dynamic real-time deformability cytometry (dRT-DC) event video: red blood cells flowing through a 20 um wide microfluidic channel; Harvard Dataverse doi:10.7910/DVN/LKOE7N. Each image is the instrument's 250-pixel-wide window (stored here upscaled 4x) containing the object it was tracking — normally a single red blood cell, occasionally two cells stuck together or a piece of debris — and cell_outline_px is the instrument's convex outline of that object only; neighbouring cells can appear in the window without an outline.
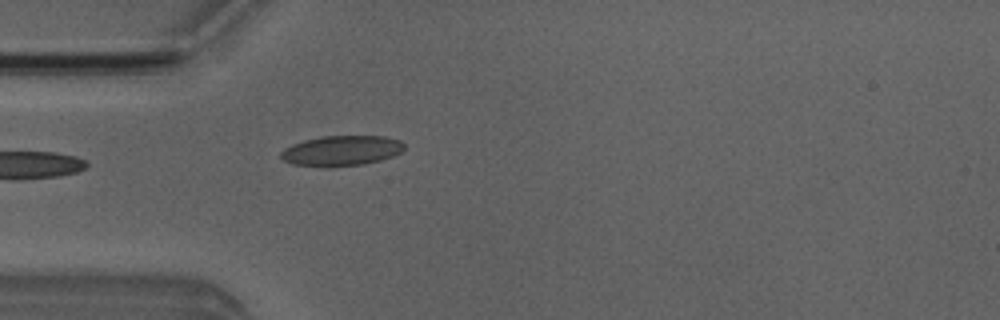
{"species": "Egyptian fruit bat (a non-hibernating species)", "species_latin": "Rousettus aegyptiacus", "temperature_condition": "room temperature", "stored_images_in_passage": 1, "camera_frame_rate_fps": 3000, "um_per_image_px": 0.085, "animal": {"sex": "male"}, "frame": {"image": 1, "passage_image": 1, "time_ms": 0.0, "image_size_px": [1000, 320], "cell_outline_px": [[404, 148], [400, 152], [392, 156], [380, 160], [364, 164], [332, 168], [292, 164], [284, 160], [280, 156], [280, 152], [284, 148], [292, 144], [304, 140], [320, 136], [384, 136], [400, 140], [404, 144]], "centroid_in_image_um": [29.0, 12.82], "position_along_channel_um": 56.0, "area_um2": 21.96}}